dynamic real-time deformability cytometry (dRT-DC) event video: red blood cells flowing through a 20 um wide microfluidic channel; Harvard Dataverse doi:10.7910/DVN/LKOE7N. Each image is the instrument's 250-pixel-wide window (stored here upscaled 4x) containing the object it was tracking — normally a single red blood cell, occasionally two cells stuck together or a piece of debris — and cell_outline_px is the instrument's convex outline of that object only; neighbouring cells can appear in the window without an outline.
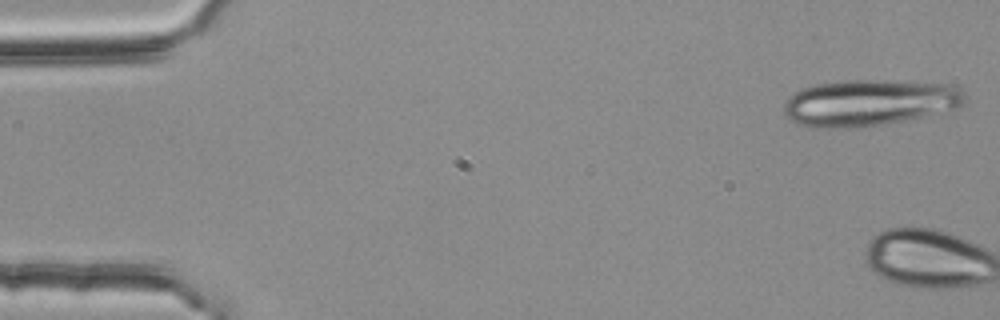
{"species": "common noctule bat (a hibernating species)", "species_latin": "Nyctalus noctula", "temperature_condition": "room temperature", "stored_images_in_passage": 3, "camera_frame_rate_fps": 3000, "um_per_image_px": 0.085, "animal": {"sex": "female", "body_mass_g": 25.1}, "frame": {"image": 1, "passage_image": 1, "time_ms": 0.0, "image_size_px": [1000, 320], "cell_outline_px": [[964, 104], [956, 108], [908, 120], [888, 124], [856, 128], [812, 128], [800, 124], [792, 120], [784, 112], [784, 104], [788, 96], [792, 92], [816, 84], [844, 80], [892, 80], [952, 84], [960, 88], [964, 92]], "centroid_in_image_um": [73.89, 8.73], "position_along_channel_um": 11.1, "area_um2": 49.48}}